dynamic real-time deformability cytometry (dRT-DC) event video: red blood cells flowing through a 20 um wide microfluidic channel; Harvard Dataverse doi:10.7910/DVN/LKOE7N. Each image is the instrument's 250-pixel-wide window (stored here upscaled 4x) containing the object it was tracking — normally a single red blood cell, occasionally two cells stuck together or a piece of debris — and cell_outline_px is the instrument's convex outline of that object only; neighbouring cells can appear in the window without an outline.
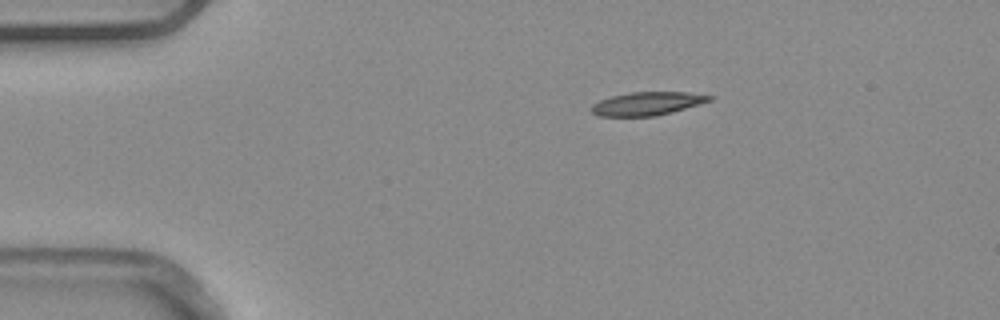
{"species": "common noctule bat (a hibernating species)", "species_latin": "Nyctalus noctula", "temperature_condition": "warm", "stored_images_in_passage": 4, "camera_frame_rate_fps": 3000, "um_per_image_px": 0.085, "animal": {"sex": "male", "body_mass_g": 20.4}, "frame": {"image": 1, "passage_image": 1, "time_ms": 0.0, "image_size_px": [1000, 320], "cell_outline_px": [[712, 100], [672, 112], [656, 116], [600, 116], [592, 112], [588, 108], [592, 104], [600, 100], [612, 96], [632, 92], [688, 92], [712, 96]], "centroid_in_image_um": [54.98, 8.81], "position_along_channel_um": 30.0, "area_um2": 15.95}}
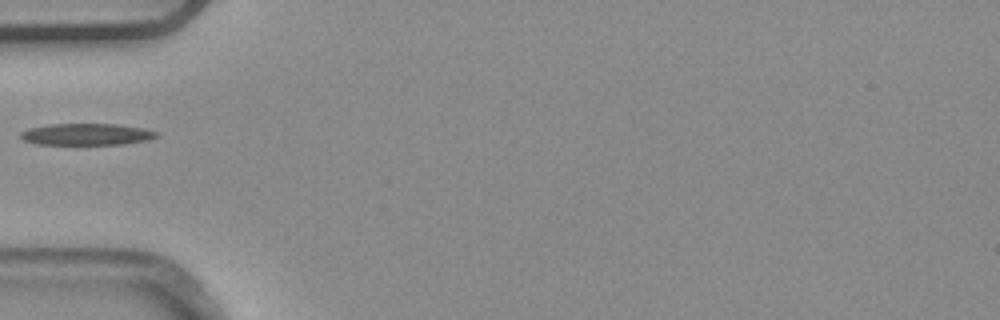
{"frame": {"image": 2, "passage_image": 3, "time_ms": 0.667, "image_size_px": [1000, 320], "cell_outline_px": [[160, 136], [148, 140], [124, 144], [36, 144], [24, 140], [20, 136], [20, 132], [28, 128], [48, 124], [116, 124], [140, 128], [156, 132]], "centroid_in_image_um": [7.33, 11.41], "position_along_channel_um": 77.7, "area_um2": 17.05}}